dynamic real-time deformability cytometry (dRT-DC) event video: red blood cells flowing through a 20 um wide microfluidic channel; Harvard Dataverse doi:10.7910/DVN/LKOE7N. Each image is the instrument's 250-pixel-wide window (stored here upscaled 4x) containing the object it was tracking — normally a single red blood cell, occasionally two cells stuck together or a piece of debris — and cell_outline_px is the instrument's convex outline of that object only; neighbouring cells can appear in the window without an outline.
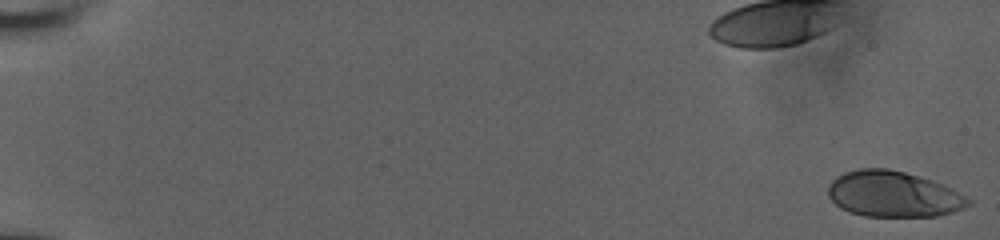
{"species": "human", "species_latin": "Homo sapiens", "temperature_condition": "room temperature", "stored_images_in_passage": 56, "camera_frame_rate_fps": 3000, "um_per_image_px": 0.085, "donor": {"sex": "male"}, "frame": {"image": 1, "passage_image": 1, "time_ms": 0.0, "image_size_px": [1000, 240], "cell_outline_px": [[972, 204], [964, 208], [952, 212], [936, 216], [864, 216], [840, 208], [828, 196], [828, 184], [836, 176], [844, 172], [860, 168], [888, 168], [904, 172], [932, 180], [944, 184], [952, 188], [972, 200]], "centroid_in_image_um": [75.94, 16.49], "position_along_channel_um": 9.1, "area_um2": 37.57}}
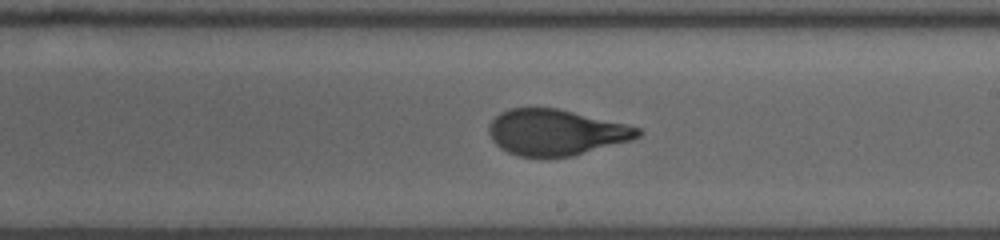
{"frame": {"image": 2, "passage_image": 35, "time_ms": 11.333, "image_size_px": [1000, 240], "cell_outline_px": [[644, 132], [640, 136], [632, 140], [572, 156], [516, 156], [500, 148], [492, 140], [488, 132], [488, 128], [492, 120], [500, 112], [508, 108], [556, 108], [624, 124], [640, 128]], "centroid_in_image_um": [47.23, 11.25], "position_along_channel_um": 241.8, "area_um2": 39.54}}
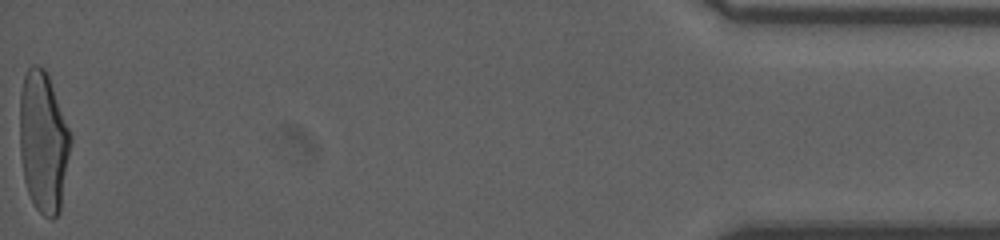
{"frame": {"image": 3, "passage_image": 56, "time_ms": 18.333, "image_size_px": [1000, 240], "cell_outline_px": [[72, 144], [60, 212], [52, 220], [48, 220], [36, 208], [28, 192], [24, 180], [20, 156], [20, 92], [24, 76], [28, 68], [32, 64], [36, 64], [44, 68], [48, 76], [72, 136]], "centroid_in_image_um": [3.69, 12.1], "position_along_channel_um": 431.5, "area_um2": 42.08}, "authors_computed_cell_mechanics": {"area_um2": 39.6508, "velocity_mm_per_s": 3.9406, "shape_relaxation_time_tau1_ms": 4.3799, "shape_relaxation_time_tau2_ms": null, "deformation_change_tau1": 0.2118, "deformation_change_tau2": null}}